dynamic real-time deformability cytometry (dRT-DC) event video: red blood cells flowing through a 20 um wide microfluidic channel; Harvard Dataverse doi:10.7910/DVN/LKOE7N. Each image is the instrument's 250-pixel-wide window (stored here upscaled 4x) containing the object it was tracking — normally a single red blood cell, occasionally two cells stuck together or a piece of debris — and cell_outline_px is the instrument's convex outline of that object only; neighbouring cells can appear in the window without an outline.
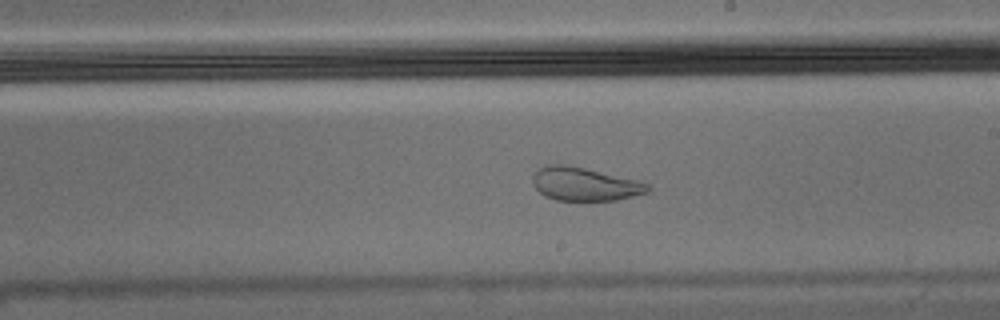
{"species": "Egyptian fruit bat (a non-hibernating species)", "species_latin": "Rousettus aegyptiacus", "temperature_condition": "warm", "stored_images_in_passage": 56, "camera_frame_rate_fps": 3000, "um_per_image_px": 0.085, "animal": {"sex": "male"}, "frame": {"image": 1, "passage_image": 32, "time_ms": 10.333, "image_size_px": [1000, 320], "cell_outline_px": [[652, 188], [648, 192], [616, 200], [556, 200], [544, 196], [532, 184], [532, 176], [540, 168], [548, 164], [568, 164], [640, 180], [648, 184]], "centroid_in_image_um": [49.71, 15.63], "position_along_channel_um": 239.3, "area_um2": 22.54}}
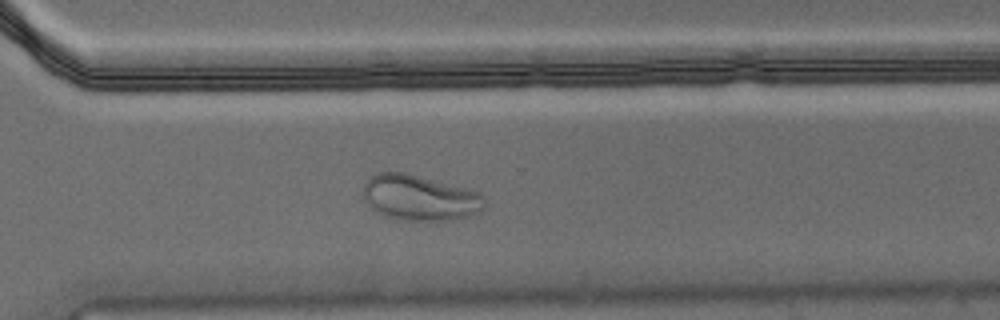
{"frame": {"image": 2, "passage_image": 40, "time_ms": 13.0, "image_size_px": [1000, 320], "cell_outline_px": [[488, 200], [480, 208], [468, 216], [448, 220], [396, 220], [384, 216], [376, 212], [364, 200], [364, 184], [368, 176], [376, 172], [408, 172], [472, 188], [484, 196]], "centroid_in_image_um": [35.66, 16.77], "position_along_channel_um": 334.9, "area_um2": 32.83}}